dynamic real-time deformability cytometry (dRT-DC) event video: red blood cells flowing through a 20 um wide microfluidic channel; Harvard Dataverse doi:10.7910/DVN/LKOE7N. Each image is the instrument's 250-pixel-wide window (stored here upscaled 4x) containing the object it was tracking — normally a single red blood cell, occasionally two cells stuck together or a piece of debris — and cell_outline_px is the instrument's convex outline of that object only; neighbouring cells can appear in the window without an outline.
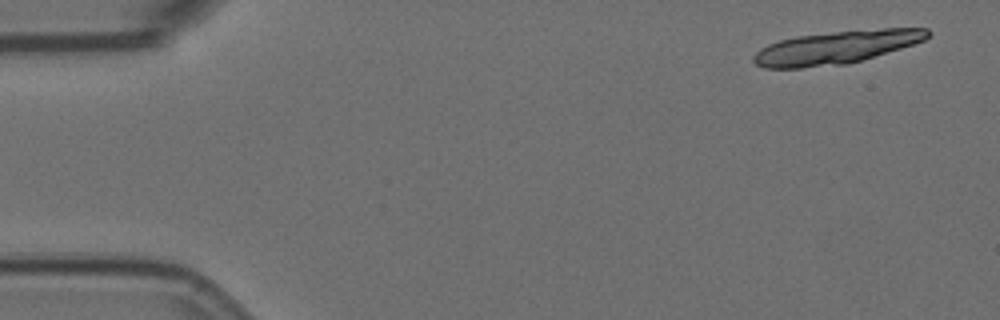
{"species": "Egyptian fruit bat (a non-hibernating species)", "species_latin": "Rousettus aegyptiacus", "temperature_condition": "room temperature", "stored_images_in_passage": 6, "segment_of_instrument_passage": [1, 2], "camera_frame_rate_fps": 3000, "um_per_image_px": 0.085, "animal": {"sex": "female"}, "frame": {"image": 1, "passage_image": 1, "time_ms": 0.0, "image_size_px": [1000, 320], "cell_outline_px": [[932, 32], [924, 40], [900, 48], [860, 60], [844, 64], [800, 68], [764, 68], [756, 64], [752, 60], [752, 56], [760, 48], [768, 44], [780, 40], [796, 36], [836, 32], [884, 28], [928, 28]], "centroid_in_image_um": [71.03, 4.03], "position_along_channel_um": 14.0, "area_um2": 33.06}}